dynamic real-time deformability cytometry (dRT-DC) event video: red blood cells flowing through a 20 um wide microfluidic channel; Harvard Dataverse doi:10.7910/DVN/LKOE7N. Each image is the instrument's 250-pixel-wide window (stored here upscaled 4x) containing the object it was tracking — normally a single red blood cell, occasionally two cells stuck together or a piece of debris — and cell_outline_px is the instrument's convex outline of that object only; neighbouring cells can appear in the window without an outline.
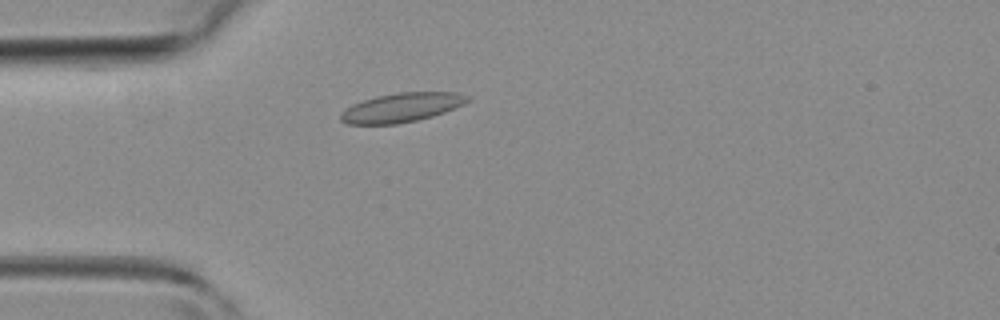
{"species": "common noctule bat (a hibernating species)", "species_latin": "Nyctalus noctula", "temperature_condition": "room temperature", "stored_images_in_passage": 39, "camera_frame_rate_fps": 3000, "um_per_image_px": 0.085, "animal": {"sex": "female", "body_mass_g": 19.3, "forearm_length_mm": 54.1}, "frame": {"image": 1, "passage_image": 6, "time_ms": 1.667, "image_size_px": [1000, 320], "cell_outline_px": [[472, 100], [464, 104], [444, 112], [432, 116], [416, 120], [396, 124], [348, 124], [340, 120], [340, 112], [352, 104], [376, 96], [396, 92], [460, 92], [472, 96]], "centroid_in_image_um": [34.17, 9.12], "position_along_channel_um": 50.8, "area_um2": 21.73}}
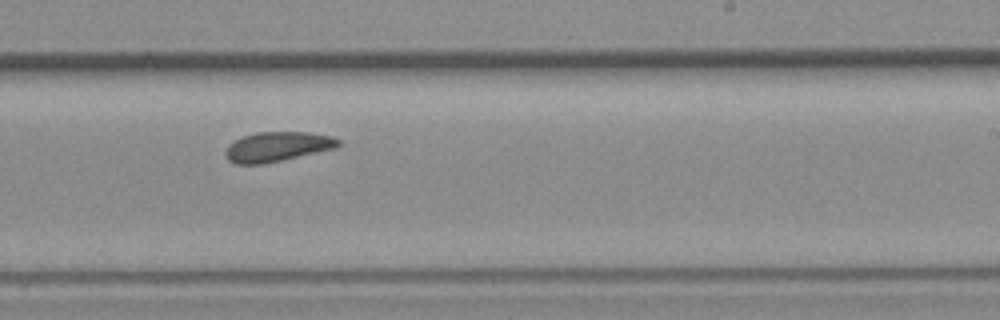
{"frame": {"image": 2, "passage_image": 21, "time_ms": 6.667, "image_size_px": [1000, 320], "cell_outline_px": [[340, 144], [336, 148], [264, 164], [236, 164], [228, 160], [224, 152], [228, 144], [232, 140], [240, 136], [256, 132], [308, 132], [332, 136], [340, 140]], "centroid_in_image_um": [23.53, 12.46], "position_along_channel_um": 265.5, "area_um2": 19.77}}
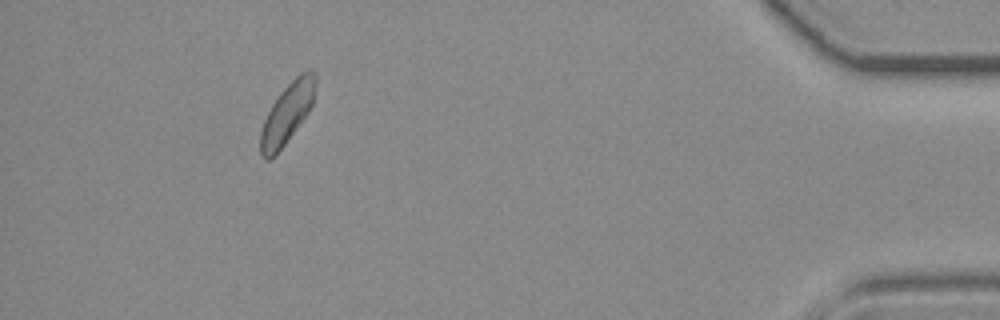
{"frame": {"image": 3, "passage_image": 35, "time_ms": 11.333, "image_size_px": [1000, 320], "cell_outline_px": [[316, 88], [312, 104], [308, 112], [284, 144], [268, 160], [264, 160], [260, 156], [260, 132], [264, 120], [272, 104], [280, 92], [300, 72], [308, 68], [316, 72]], "centroid_in_image_um": [24.42, 9.58], "position_along_channel_um": 410.8, "area_um2": 19.13}}